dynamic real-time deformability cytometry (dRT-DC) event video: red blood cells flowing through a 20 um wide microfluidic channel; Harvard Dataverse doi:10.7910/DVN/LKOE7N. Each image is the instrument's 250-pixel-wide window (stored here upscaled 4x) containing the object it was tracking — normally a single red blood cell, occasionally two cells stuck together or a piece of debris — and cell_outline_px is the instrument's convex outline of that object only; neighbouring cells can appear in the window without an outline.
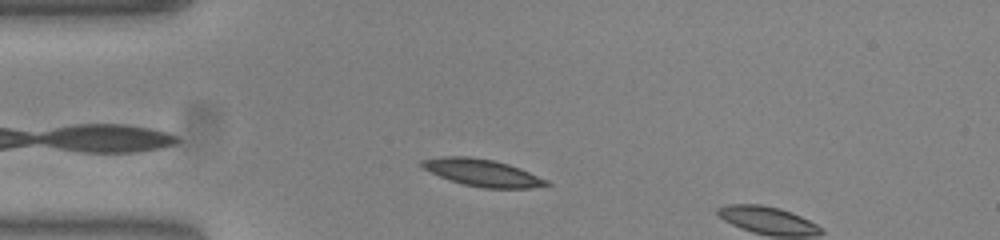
{"species": "common noctule bat (a hibernating species)", "species_latin": "Nyctalus noctula", "temperature_condition": "warm", "stored_images_in_passage": 3, "camera_frame_rate_fps": 3000, "um_per_image_px": 0.085, "animal": {"sex": "female", "body_mass_g": 23.0, "forearm_length_mm": 53.4}, "frame": {"image": 1, "passage_image": 1, "time_ms": 0.0, "image_size_px": [1000, 240], "cell_outline_px": [[552, 184], [532, 188], [484, 188], [464, 184], [448, 180], [416, 164], [420, 160], [440, 156], [468, 156], [492, 160], [508, 164], [520, 168], [548, 180]], "centroid_in_image_um": [40.97, 14.67], "position_along_channel_um": 44.0, "area_um2": 19.71}}